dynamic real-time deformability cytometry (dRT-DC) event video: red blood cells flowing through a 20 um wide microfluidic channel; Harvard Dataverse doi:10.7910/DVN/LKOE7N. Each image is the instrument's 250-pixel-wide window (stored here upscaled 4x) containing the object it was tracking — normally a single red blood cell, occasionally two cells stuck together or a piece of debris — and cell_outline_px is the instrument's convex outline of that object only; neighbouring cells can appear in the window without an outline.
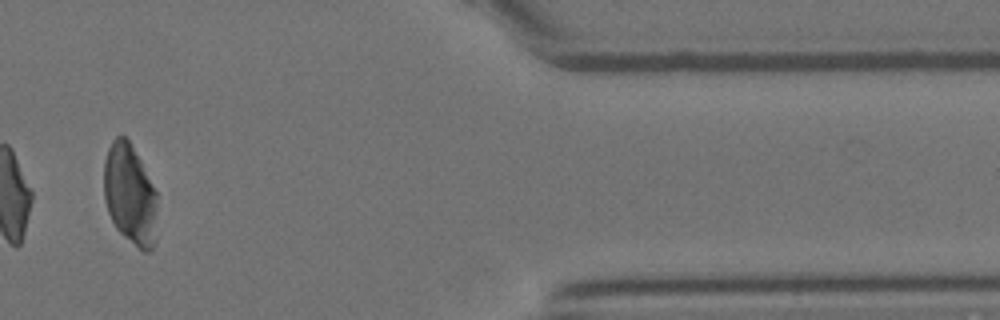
{"species": "Egyptian fruit bat (a non-hibernating species)", "species_latin": "Rousettus aegyptiacus", "temperature_condition": "room temperature", "stored_images_in_passage": 15, "camera_frame_rate_fps": 3000, "um_per_image_px": 0.085, "animal": {"sex": "female"}, "frame": {"image": 1, "passage_image": 13, "time_ms": 4.0, "image_size_px": [1000, 320], "cell_outline_px": [[156, 240], [152, 248], [148, 252], [144, 252], [124, 236], [116, 228], [108, 212], [104, 200], [104, 160], [108, 148], [112, 140], [116, 136], [124, 136], [128, 140], [140, 160], [156, 192]], "centroid_in_image_um": [11.03, 16.55], "position_along_channel_um": 400.4, "area_um2": 31.1}}